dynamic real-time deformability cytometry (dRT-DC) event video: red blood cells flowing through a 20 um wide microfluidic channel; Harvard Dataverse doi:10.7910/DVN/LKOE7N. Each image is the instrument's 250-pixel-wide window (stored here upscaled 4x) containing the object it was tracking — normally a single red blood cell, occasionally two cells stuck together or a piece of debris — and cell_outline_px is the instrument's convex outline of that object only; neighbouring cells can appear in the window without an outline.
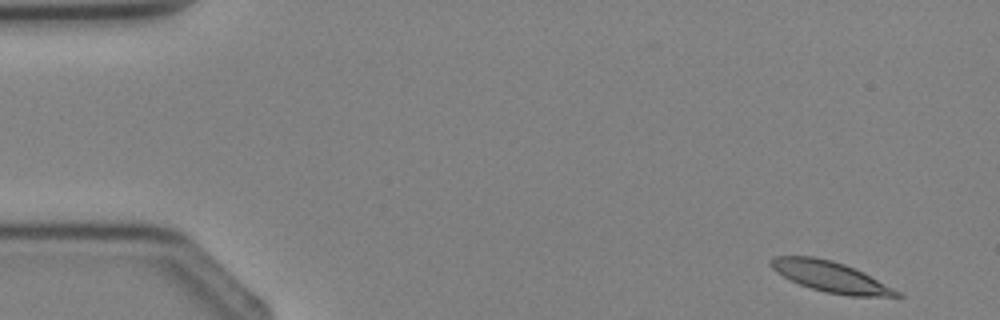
{"species": "Egyptian fruit bat (a non-hibernating species)", "species_latin": "Rousettus aegyptiacus", "temperature_condition": "cold", "stored_images_in_passage": 3, "camera_frame_rate_fps": 3000, "um_per_image_px": 0.085, "animal": {"sex": "female"}, "frame": {"image": 1, "passage_image": 1, "time_ms": 0.0, "image_size_px": [1000, 320], "cell_outline_px": [[904, 296], [852, 296], [824, 292], [788, 280], [776, 272], [768, 264], [768, 260], [776, 256], [812, 256], [832, 260], [844, 264], [864, 272], [900, 292]], "centroid_in_image_um": [70.54, 23.51], "position_along_channel_um": 14.5, "area_um2": 22.43}}